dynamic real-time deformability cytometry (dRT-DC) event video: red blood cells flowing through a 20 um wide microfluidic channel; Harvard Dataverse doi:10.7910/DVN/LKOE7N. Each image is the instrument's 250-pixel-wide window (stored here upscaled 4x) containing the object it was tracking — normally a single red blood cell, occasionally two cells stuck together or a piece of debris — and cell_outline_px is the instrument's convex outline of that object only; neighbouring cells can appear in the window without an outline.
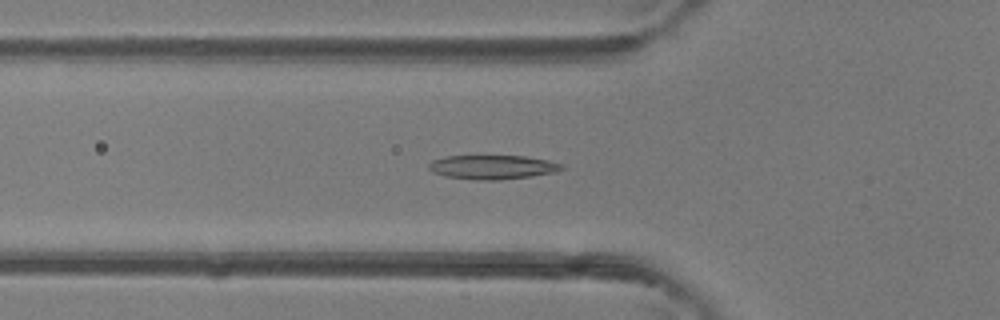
{"species": "common noctule bat (a hibernating species)", "species_latin": "Nyctalus noctula", "temperature_condition": "room temperature", "stored_images_in_passage": 34, "camera_frame_rate_fps": 3000, "um_per_image_px": 0.085, "animal": {"sex": "female"}, "frame": {"image": 1, "passage_image": 9, "time_ms": 2.667, "image_size_px": [1000, 320], "cell_outline_px": [[568, 168], [556, 172], [532, 176], [500, 180], [476, 180], [444, 176], [432, 172], [428, 168], [428, 164], [432, 160], [444, 156], [524, 156], [548, 160], [564, 164]], "centroid_in_image_um": [41.89, 14.21], "position_along_channel_um": 83.9, "area_um2": 18.96}}
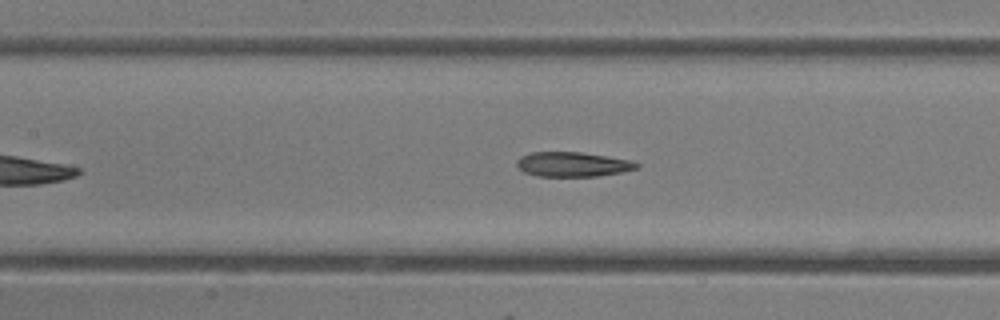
{"frame": {"image": 2, "passage_image": 14, "time_ms": 4.333, "image_size_px": [1000, 320], "cell_outline_px": [[640, 168], [620, 172], [596, 176], [540, 176], [524, 172], [516, 164], [516, 160], [520, 156], [532, 152], [580, 152], [632, 160], [640, 164]], "centroid_in_image_um": [48.69, 13.96], "position_along_channel_um": 158.7, "area_um2": 17.17}}
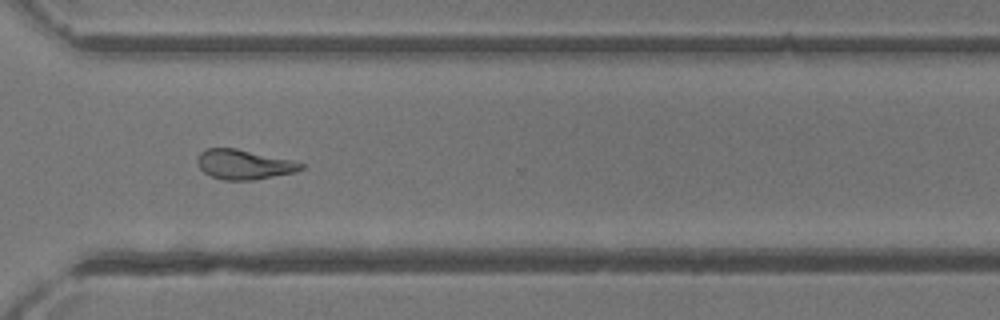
{"frame": {"image": 3, "passage_image": 27, "time_ms": 8.667, "image_size_px": [1000, 320], "cell_outline_px": [[304, 168], [296, 172], [252, 180], [224, 180], [212, 176], [204, 172], [200, 168], [196, 160], [200, 152], [208, 148], [236, 148], [292, 160], [304, 164]], "centroid_in_image_um": [20.74, 13.97], "position_along_channel_um": 349.9, "area_um2": 17.86}, "authors_computed_cell_mechanics": {"area_um2": 18.0336, "velocity_mm_per_s": 4.4264, "shape_relaxation_time_tau1_ms": 5.56, "shape_relaxation_time_tau2_ms": 3.4898, "deformation_change_tau1": 0.1756, "deformation_change_tau2": 0.1114}}